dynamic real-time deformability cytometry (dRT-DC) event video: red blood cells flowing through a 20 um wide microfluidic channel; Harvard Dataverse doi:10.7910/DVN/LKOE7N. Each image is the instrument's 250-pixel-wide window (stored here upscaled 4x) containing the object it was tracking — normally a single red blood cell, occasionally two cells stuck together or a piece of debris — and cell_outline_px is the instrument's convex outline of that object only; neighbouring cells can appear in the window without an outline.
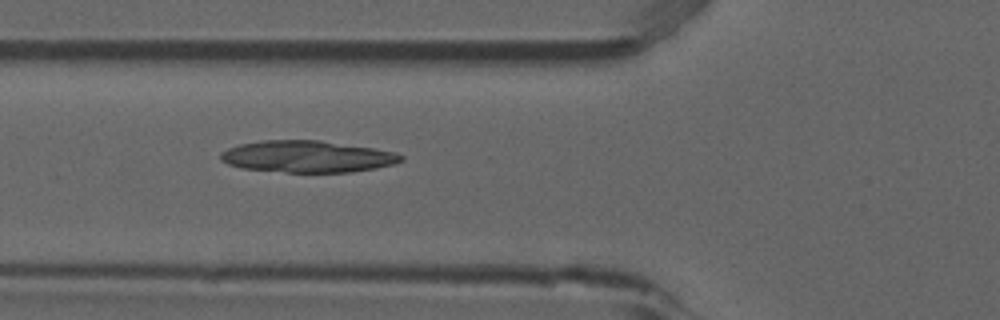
{"species": "common noctule bat (a hibernating species)", "species_latin": "Nyctalus noctula", "temperature_condition": "room temperature", "stored_images_in_passage": 49, "camera_frame_rate_fps": 3000, "um_per_image_px": 0.085, "animal": {"sex": "male", "forearm_length_mm": 52.5}, "frame": {"image": 1, "passage_image": 16, "time_ms": 5.0, "image_size_px": [1000, 320], "cell_outline_px": [[404, 160], [392, 164], [376, 168], [352, 172], [288, 172], [240, 168], [228, 164], [220, 160], [220, 152], [228, 148], [240, 144], [264, 140], [320, 140], [372, 148], [396, 152], [404, 156]], "centroid_in_image_um": [26.11, 13.3], "position_along_channel_um": 99.7, "area_um2": 33.35}}
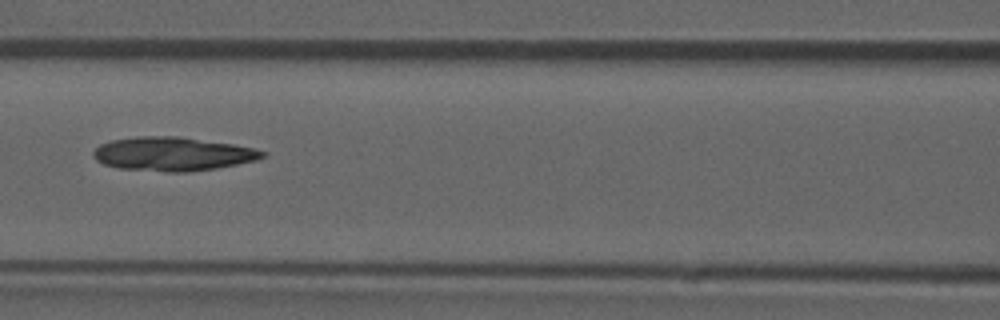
{"frame": {"image": 2, "passage_image": 20, "time_ms": 6.333, "image_size_px": [1000, 320], "cell_outline_px": [[268, 152], [264, 156], [256, 160], [216, 168], [188, 172], [168, 172], [116, 168], [104, 164], [96, 160], [92, 156], [92, 152], [100, 144], [112, 140], [136, 136], [176, 136], [232, 144], [252, 148]], "centroid_in_image_um": [14.63, 13.09], "position_along_channel_um": 152.0, "area_um2": 33.23}}
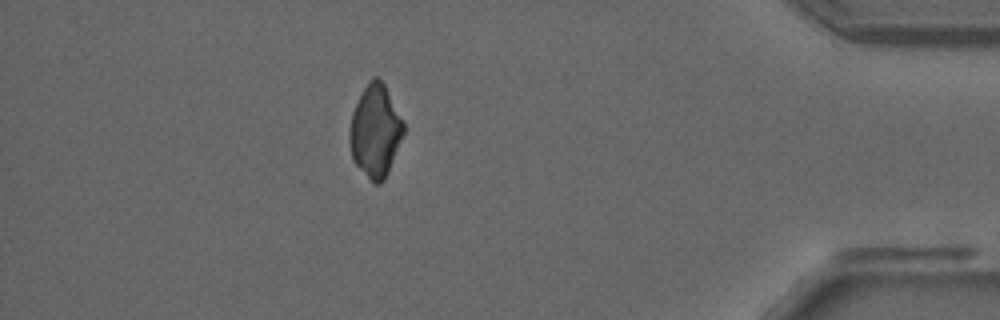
{"frame": {"image": 3, "passage_image": 43, "time_ms": 14.0, "image_size_px": [1000, 320], "cell_outline_px": [[404, 132], [388, 172], [384, 180], [380, 184], [372, 184], [352, 160], [348, 140], [348, 132], [352, 112], [368, 80], [372, 76], [376, 76], [384, 84], [404, 120]], "centroid_in_image_um": [31.88, 11.15], "position_along_channel_um": 403.3, "area_um2": 29.3}}